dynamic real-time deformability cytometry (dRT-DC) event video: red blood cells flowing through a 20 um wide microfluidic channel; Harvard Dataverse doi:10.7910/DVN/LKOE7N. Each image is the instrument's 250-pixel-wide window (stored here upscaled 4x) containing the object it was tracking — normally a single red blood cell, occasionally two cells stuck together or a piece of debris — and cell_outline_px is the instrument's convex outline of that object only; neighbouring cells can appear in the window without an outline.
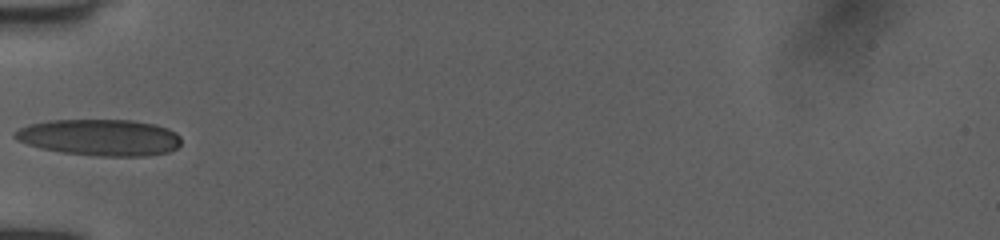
{"species": "human", "species_latin": "Homo sapiens", "temperature_condition": "room temperature", "stored_images_in_passage": 33, "camera_frame_rate_fps": 3000, "um_per_image_px": 0.085, "donor": {"sex": "female"}, "frame": {"image": 1, "passage_image": 1, "time_ms": 0.0, "image_size_px": [1000, 240], "cell_outline_px": [[180, 144], [176, 148], [168, 152], [144, 156], [96, 156], [64, 152], [40, 148], [16, 140], [12, 136], [12, 132], [28, 124], [48, 120], [132, 120], [156, 124], [168, 128], [176, 132], [180, 136]], "centroid_in_image_um": [8.47, 11.67], "position_along_channel_um": 76.5, "area_um2": 35.55}}
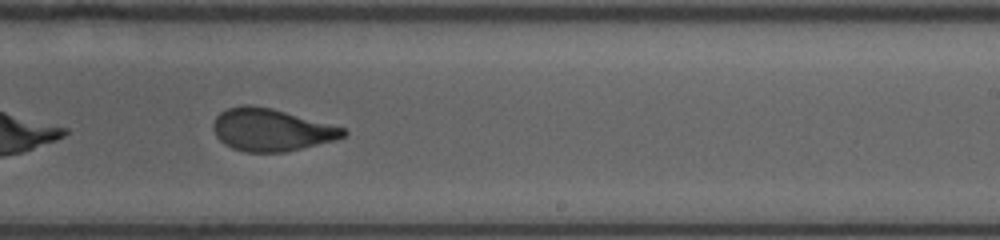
{"frame": {"image": 2, "passage_image": 15, "time_ms": 4.667, "image_size_px": [1000, 240], "cell_outline_px": [[348, 132], [344, 136], [336, 140], [284, 152], [244, 152], [232, 148], [224, 144], [216, 136], [212, 128], [212, 124], [216, 116], [220, 112], [228, 108], [244, 104], [252, 104], [272, 108], [344, 128]], "centroid_in_image_um": [23.01, 11.03], "position_along_channel_um": 266.0, "area_um2": 32.14}}
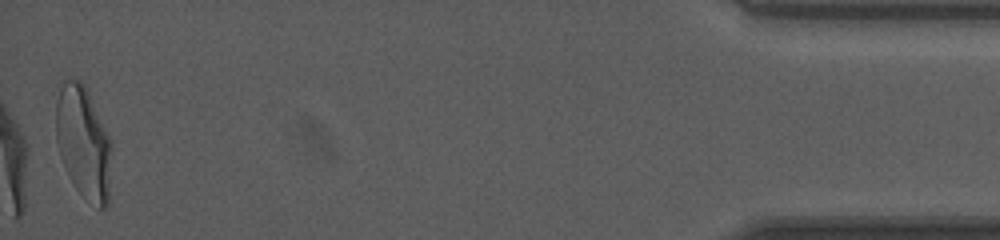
{"frame": {"image": 3, "passage_image": 33, "time_ms": 10.667, "image_size_px": [1000, 240], "cell_outline_px": [[112, 148], [108, 208], [100, 208], [80, 192], [76, 188], [60, 156], [56, 140], [56, 100], [60, 80], [80, 80], [84, 84], [88, 92], [112, 144]], "centroid_in_image_um": [7.09, 12.08], "position_along_channel_um": 428.1, "area_um2": 36.18}, "authors_computed_cell_mechanics": {"area_um2": 33.2928, "velocity_mm_per_s": 4.0401, "shape_relaxation_time_tau1_ms": 4.3546, "shape_relaxation_time_tau2_ms": 0.8879, "deformation_change_tau1": 0.1619, "deformation_change_tau2": 0.0693}}